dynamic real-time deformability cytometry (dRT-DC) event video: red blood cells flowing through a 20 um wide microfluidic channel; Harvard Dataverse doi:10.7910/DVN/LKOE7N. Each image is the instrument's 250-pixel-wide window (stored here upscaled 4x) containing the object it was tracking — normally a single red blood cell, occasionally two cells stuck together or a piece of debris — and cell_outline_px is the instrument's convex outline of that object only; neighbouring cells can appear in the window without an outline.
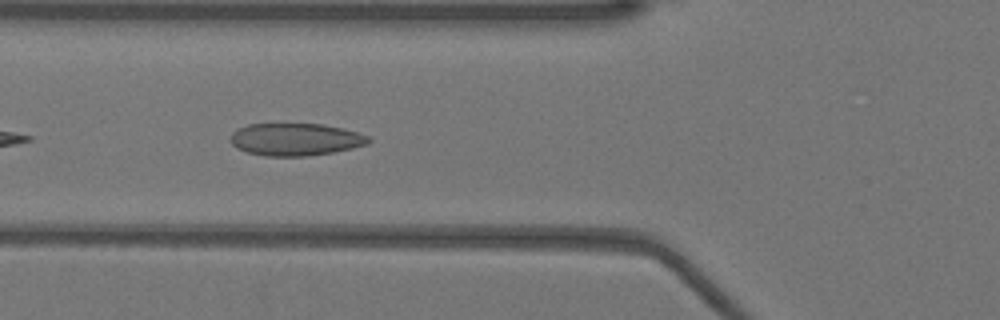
{"species": "Egyptian fruit bat (a non-hibernating species)", "species_latin": "Rousettus aegyptiacus", "temperature_condition": "warm", "stored_images_in_passage": 8, "camera_frame_rate_fps": 3000, "um_per_image_px": 0.085, "animal": {"sex": "female"}, "frame": {"image": 1, "passage_image": 5, "time_ms": 1.333, "image_size_px": [1000, 320], "cell_outline_px": [[372, 140], [368, 144], [352, 148], [332, 152], [304, 156], [264, 156], [248, 152], [236, 148], [232, 144], [232, 132], [236, 128], [248, 124], [324, 124], [356, 132], [368, 136]], "centroid_in_image_um": [25.1, 11.85], "position_along_channel_um": 100.7, "area_um2": 25.95}}
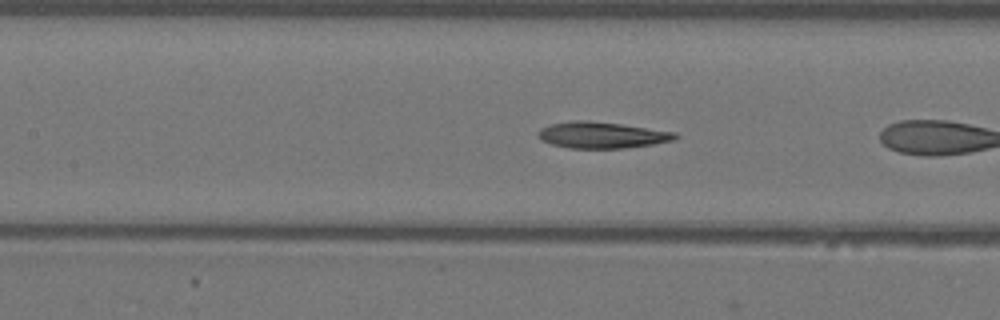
{"frame": {"image": 2, "passage_image": 7, "time_ms": 2.0, "image_size_px": [1000, 320], "cell_outline_px": [[680, 136], [676, 140], [652, 144], [624, 148], [568, 148], [552, 144], [540, 140], [536, 136], [536, 132], [540, 128], [548, 124], [572, 120], [588, 120], [620, 124], [676, 132]], "centroid_in_image_um": [51.11, 11.47], "position_along_channel_um": 156.3, "area_um2": 21.27}}